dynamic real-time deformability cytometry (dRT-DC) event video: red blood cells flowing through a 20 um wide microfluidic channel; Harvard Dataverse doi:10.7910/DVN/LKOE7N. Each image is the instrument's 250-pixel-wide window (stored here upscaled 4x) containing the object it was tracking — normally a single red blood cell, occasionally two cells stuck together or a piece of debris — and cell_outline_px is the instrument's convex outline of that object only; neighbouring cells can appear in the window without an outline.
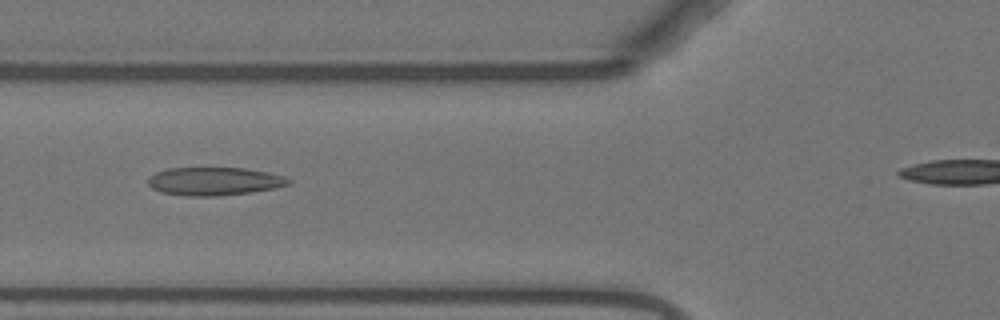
{"species": "Egyptian fruit bat (a non-hibernating species)", "species_latin": "Rousettus aegyptiacus", "temperature_condition": "warm", "stored_images_in_passage": 40, "camera_frame_rate_fps": 3000, "um_per_image_px": 0.085, "animal": {"sex": "female"}, "frame": {"image": 1, "passage_image": 13, "time_ms": 4.0, "image_size_px": [1000, 320], "cell_outline_px": [[292, 184], [252, 192], [216, 196], [188, 196], [160, 192], [152, 188], [148, 184], [148, 176], [156, 172], [168, 168], [244, 168], [268, 172], [284, 176], [292, 180]], "centroid_in_image_um": [18.21, 15.41], "position_along_channel_um": 107.6, "area_um2": 23.12}}
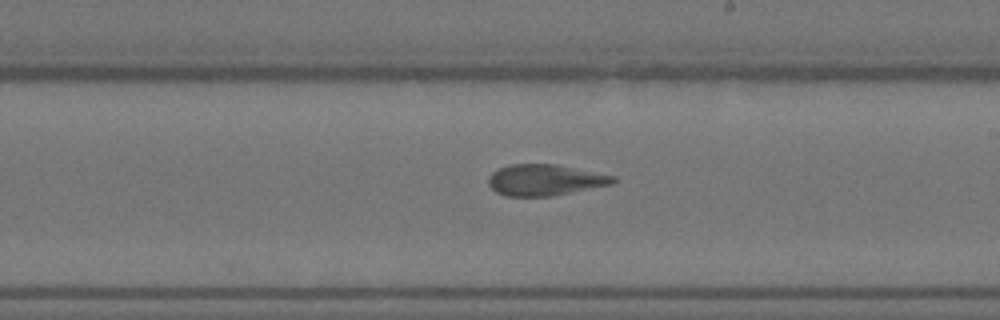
{"frame": {"image": 2, "passage_image": 24, "time_ms": 7.667, "image_size_px": [1000, 320], "cell_outline_px": [[616, 180], [612, 184], [552, 196], [504, 196], [496, 192], [488, 184], [488, 176], [496, 168], [508, 164], [556, 164], [616, 176]], "centroid_in_image_um": [46.28, 15.29], "position_along_channel_um": 242.7, "area_um2": 22.77}}
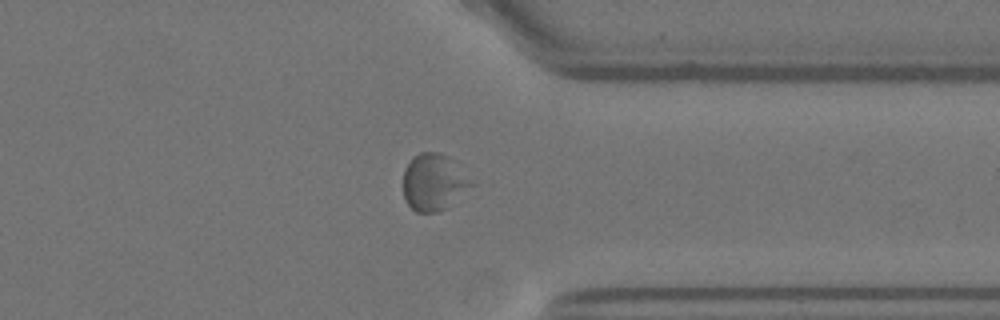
{"frame": {"image": 3, "passage_image": 35, "time_ms": 11.333, "image_size_px": [1000, 320], "cell_outline_px": [[476, 184], [448, 208], [436, 212], [416, 212], [404, 200], [404, 168], [412, 156], [420, 152], [440, 152], [448, 156]], "centroid_in_image_um": [36.88, 15.49], "position_along_channel_um": 374.5, "area_um2": 22.83}}